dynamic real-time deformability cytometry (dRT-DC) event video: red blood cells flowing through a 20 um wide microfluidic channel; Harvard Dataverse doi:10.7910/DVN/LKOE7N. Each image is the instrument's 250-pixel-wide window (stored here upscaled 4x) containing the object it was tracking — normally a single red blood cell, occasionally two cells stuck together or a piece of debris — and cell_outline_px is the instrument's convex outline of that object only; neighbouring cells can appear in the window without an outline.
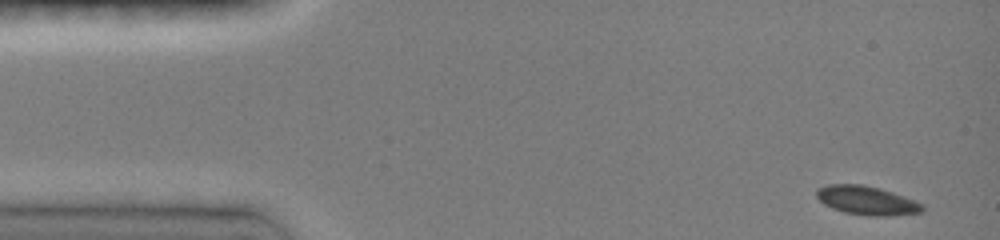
{"species": "common noctule bat (a hibernating species)", "species_latin": "Nyctalus noctula", "temperature_condition": "room temperature", "stored_images_in_passage": 34, "camera_frame_rate_fps": 3000, "um_per_image_px": 0.085, "animal": {"sex": "female", "body_mass_g": 19.0, "forearm_length_mm": 51.5}, "frame": {"image": 1, "passage_image": 1, "time_ms": 0.0, "image_size_px": [1000, 240], "cell_outline_px": [[924, 212], [892, 216], [868, 216], [844, 212], [832, 208], [824, 204], [816, 196], [816, 188], [828, 184], [864, 184], [880, 188], [904, 196], [924, 204]], "centroid_in_image_um": [73.69, 17.04], "position_along_channel_um": 11.3, "area_um2": 18.03}}
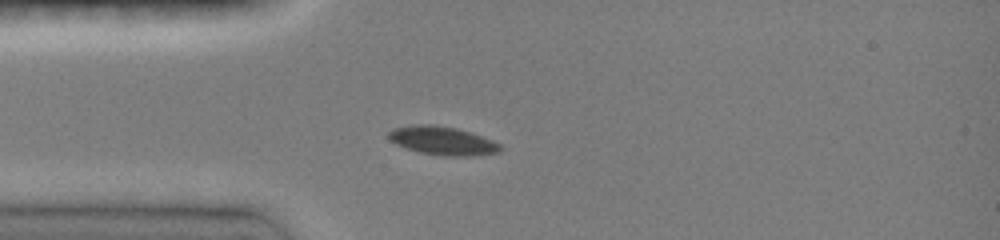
{"frame": {"image": 2, "passage_image": 15, "time_ms": 3.333, "image_size_px": [1000, 240], "cell_outline_px": [[500, 152], [472, 156], [444, 156], [420, 152], [404, 148], [388, 140], [388, 132], [392, 128], [412, 124], [432, 124], [456, 128], [472, 132], [492, 140], [500, 144]], "centroid_in_image_um": [37.57, 11.95], "position_along_channel_um": 47.4, "area_um2": 18.79}}
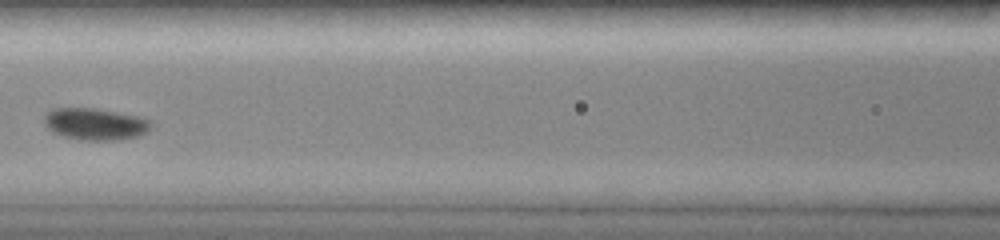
{"frame": {"image": 3, "passage_image": 31, "time_ms": 6.333, "image_size_px": [1000, 240], "cell_outline_px": [[152, 124], [144, 132], [136, 136], [116, 140], [84, 140], [64, 136], [52, 132], [44, 124], [44, 116], [52, 108], [92, 108], [140, 116], [152, 120]], "centroid_in_image_um": [8.07, 10.53], "position_along_channel_um": 158.5, "area_um2": 19.65}}